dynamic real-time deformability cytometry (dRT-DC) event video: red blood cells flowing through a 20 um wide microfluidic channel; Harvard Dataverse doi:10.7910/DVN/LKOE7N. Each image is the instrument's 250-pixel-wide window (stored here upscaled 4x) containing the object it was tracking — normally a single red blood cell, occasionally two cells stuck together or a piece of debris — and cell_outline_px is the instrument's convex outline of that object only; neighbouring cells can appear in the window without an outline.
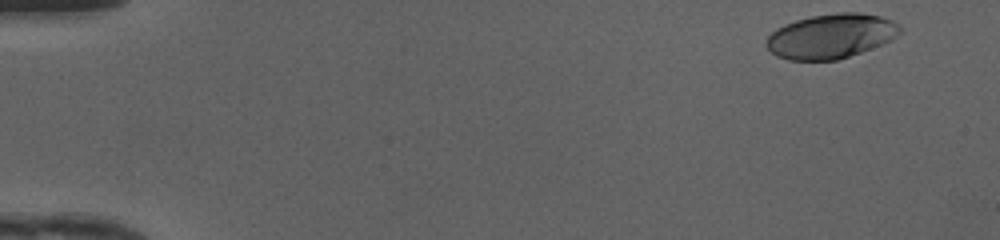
{"species": "human", "species_latin": "Homo sapiens", "temperature_condition": "cold", "stored_images_in_passage": 41, "camera_frame_rate_fps": 3000, "um_per_image_px": 0.085, "donor": {"sex": "female"}, "frame": {"image": 1, "passage_image": 2, "time_ms": 0.333, "image_size_px": [1000, 240], "cell_outline_px": [[900, 32], [888, 40], [880, 44], [860, 52], [836, 60], [788, 60], [776, 56], [764, 44], [768, 36], [776, 28], [784, 24], [796, 20], [812, 16], [840, 12], [860, 12], [880, 16], [892, 20], [900, 24]], "centroid_in_image_um": [70.59, 3.06], "position_along_channel_um": 14.4, "area_um2": 34.45}}
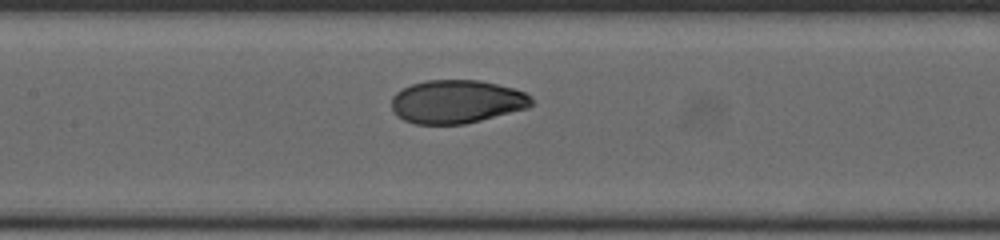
{"frame": {"image": 2, "passage_image": 23, "time_ms": 7.333, "image_size_px": [1000, 240], "cell_outline_px": [[532, 104], [528, 108], [464, 124], [416, 124], [404, 120], [396, 116], [392, 108], [392, 96], [396, 92], [412, 84], [428, 80], [480, 80], [512, 88], [524, 92], [532, 96]], "centroid_in_image_um": [38.81, 8.64], "position_along_channel_um": 168.6, "area_um2": 35.26}}
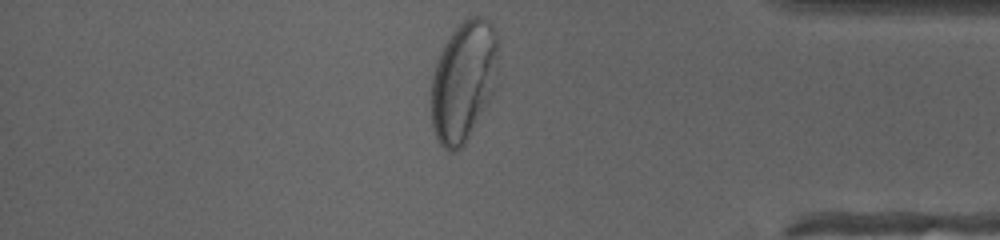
{"frame": {"image": 3, "passage_image": 41, "time_ms": 13.333, "image_size_px": [1000, 240], "cell_outline_px": [[500, 44], [492, 92], [464, 144], [460, 148], [452, 152], [444, 148], [440, 144], [436, 136], [432, 124], [432, 76], [440, 52], [448, 36], [468, 16], [480, 16], [488, 20], [492, 24], [496, 32]], "centroid_in_image_um": [39.4, 6.83], "position_along_channel_um": 395.8, "area_um2": 46.41}, "authors_computed_cell_mechanics": {"area_um2": 35.3158, "velocity_mm_per_s": 4.17, "shape_relaxation_time_tau1_ms": 3.2842, "shape_relaxation_time_tau2_ms": null, "deformation_change_tau1": 0.1786, "deformation_change_tau2": null}}